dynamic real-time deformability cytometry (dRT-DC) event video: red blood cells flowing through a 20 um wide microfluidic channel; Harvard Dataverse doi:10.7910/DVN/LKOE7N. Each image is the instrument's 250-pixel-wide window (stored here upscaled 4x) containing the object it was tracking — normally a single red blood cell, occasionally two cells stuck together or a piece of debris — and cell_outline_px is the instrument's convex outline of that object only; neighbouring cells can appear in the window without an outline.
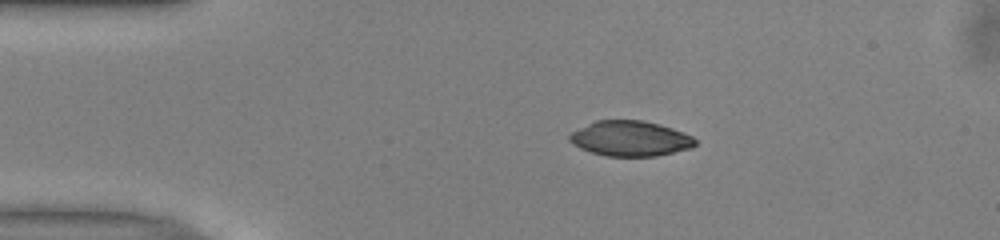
{"species": "common noctule bat (a hibernating species)", "species_latin": "Nyctalus noctula", "temperature_condition": "warm", "stored_images_in_passage": 42, "camera_frame_rate_fps": 3000, "um_per_image_px": 0.085, "animal": {"sex": "male", "body_mass_g": 13.0, "forearm_length_mm": 53.1}, "frame": {"image": 1, "passage_image": 1, "time_ms": 0.0, "image_size_px": [1000, 240], "cell_outline_px": [[696, 144], [692, 148], [656, 156], [604, 156], [580, 148], [572, 144], [568, 140], [568, 136], [572, 132], [596, 120], [644, 120], [660, 124], [684, 132], [692, 136], [696, 140]], "centroid_in_image_um": [53.58, 11.77], "position_along_channel_um": 31.4, "area_um2": 25.89}}
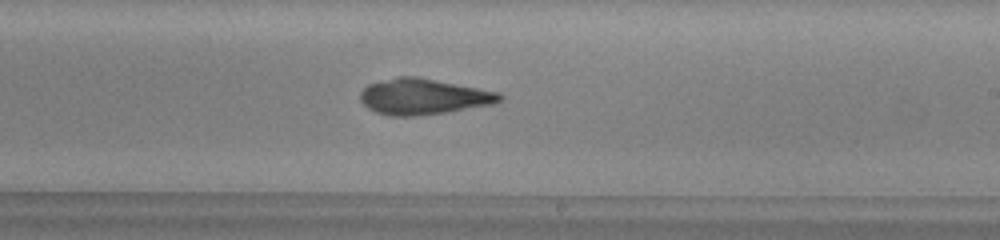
{"frame": {"image": 2, "passage_image": 21, "time_ms": 6.667, "image_size_px": [1000, 240], "cell_outline_px": [[504, 96], [500, 100], [492, 104], [444, 112], [416, 116], [392, 116], [376, 112], [368, 108], [360, 100], [360, 92], [368, 84], [396, 76], [416, 76], [500, 92]], "centroid_in_image_um": [35.96, 8.2], "position_along_channel_um": 253.0, "area_um2": 28.96}}
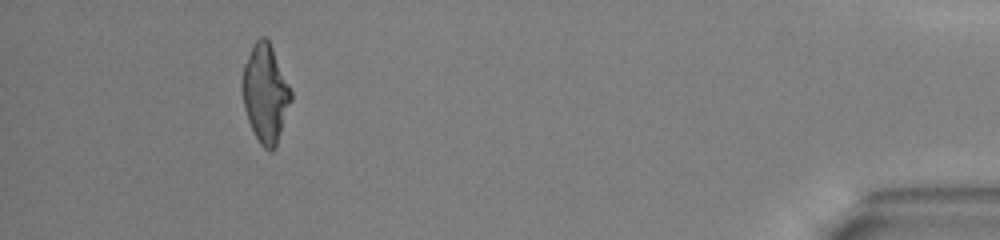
{"frame": {"image": 3, "passage_image": 38, "time_ms": 12.333, "image_size_px": [1000, 240], "cell_outline_px": [[292, 100], [276, 148], [272, 152], [268, 152], [260, 144], [248, 120], [244, 108], [240, 84], [244, 64], [252, 44], [260, 36], [264, 36], [268, 40], [272, 48], [292, 92]], "centroid_in_image_um": [22.54, 7.96], "position_along_channel_um": 412.7, "area_um2": 28.03}, "authors_computed_cell_mechanics": {"area_um2": 28.6399, "velocity_mm_per_s": 4.024, "shape_relaxation_time_tau1_ms": null, "shape_relaxation_time_tau2_ms": 2.6902, "deformation_change_tau1": null, "deformation_change_tau2": 0.0811}}